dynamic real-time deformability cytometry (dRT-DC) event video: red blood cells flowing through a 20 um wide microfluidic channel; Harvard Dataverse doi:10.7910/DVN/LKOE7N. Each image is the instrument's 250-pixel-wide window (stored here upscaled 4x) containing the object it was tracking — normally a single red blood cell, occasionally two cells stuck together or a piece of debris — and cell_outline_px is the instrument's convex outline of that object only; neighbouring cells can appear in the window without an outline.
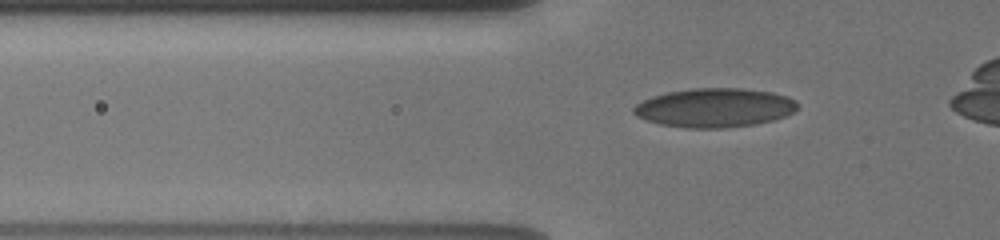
{"species": "human", "species_latin": "Homo sapiens", "temperature_condition": "cold", "stored_images_in_passage": 36, "camera_frame_rate_fps": 3000, "um_per_image_px": 0.085, "donor": {"sex": "male"}, "frame": {"image": 1, "passage_image": 15, "time_ms": 4.333, "image_size_px": [1000, 240], "cell_outline_px": [[796, 108], [792, 112], [784, 116], [772, 120], [752, 124], [728, 128], [688, 128], [660, 124], [644, 120], [636, 116], [632, 112], [632, 108], [636, 104], [652, 96], [668, 92], [692, 88], [740, 88], [772, 92], [788, 96], [796, 100]], "centroid_in_image_um": [60.7, 9.15], "position_along_channel_um": 65.1, "area_um2": 37.22}}
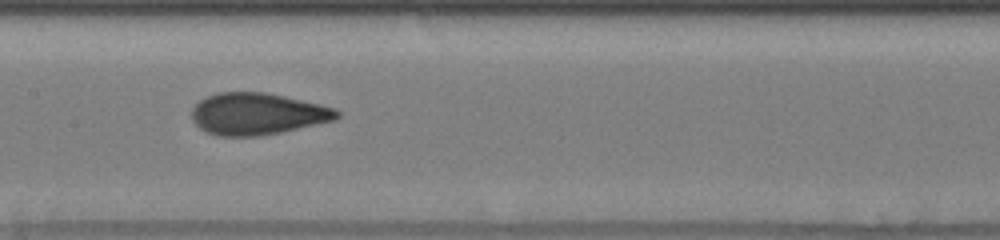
{"frame": {"image": 2, "passage_image": 28, "time_ms": 7.667, "image_size_px": [1000, 240], "cell_outline_px": [[340, 116], [336, 120], [280, 132], [256, 136], [216, 136], [204, 132], [192, 120], [192, 108], [200, 100], [216, 92], [264, 92], [284, 96], [320, 104], [336, 108], [340, 112]], "centroid_in_image_um": [21.87, 9.68], "position_along_channel_um": 185.5, "area_um2": 35.43}}
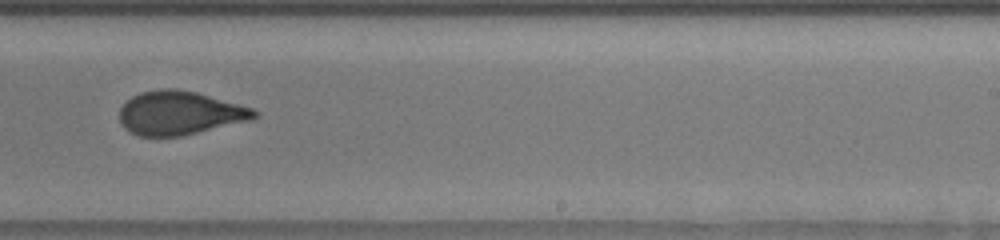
{"frame": {"image": 3, "passage_image": 35, "time_ms": 10.0, "image_size_px": [1000, 240], "cell_outline_px": [[260, 116], [252, 120], [180, 136], [136, 136], [128, 132], [120, 124], [120, 108], [132, 96], [140, 92], [160, 88], [176, 88], [196, 92], [252, 108], [260, 112]], "centroid_in_image_um": [15.27, 9.61], "position_along_channel_um": 273.7, "area_um2": 34.51}}